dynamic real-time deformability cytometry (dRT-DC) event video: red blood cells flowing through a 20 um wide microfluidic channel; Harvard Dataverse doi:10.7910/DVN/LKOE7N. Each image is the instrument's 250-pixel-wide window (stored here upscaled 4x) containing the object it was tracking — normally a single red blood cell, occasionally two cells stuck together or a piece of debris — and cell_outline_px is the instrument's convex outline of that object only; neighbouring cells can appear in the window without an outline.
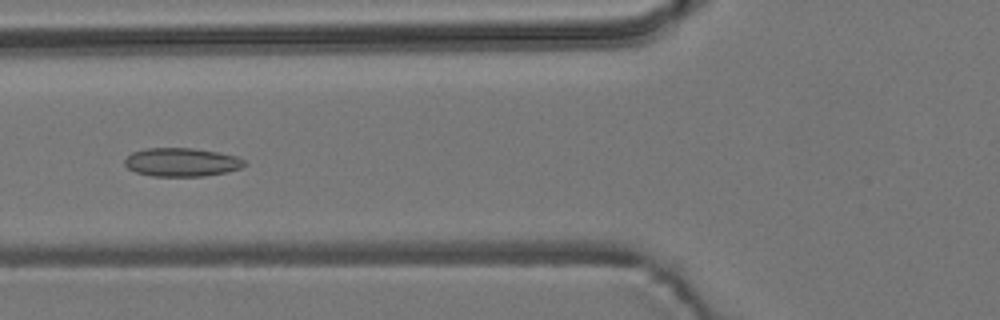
{"species": "common noctule bat (a hibernating species)", "species_latin": "Nyctalus noctula", "temperature_condition": "room temperature", "stored_images_in_passage": 8, "camera_frame_rate_fps": 3000, "um_per_image_px": 0.085, "animal": {"sex": "male", "body_mass_g": 19.2, "forearm_length_mm": 51.8}, "frame": {"image": 1, "passage_image": 6, "time_ms": 6.667, "image_size_px": [1000, 320], "cell_outline_px": [[248, 164], [240, 168], [228, 172], [204, 176], [152, 176], [136, 172], [128, 168], [124, 164], [124, 160], [132, 152], [144, 148], [192, 148], [216, 152], [236, 156], [244, 160]], "centroid_in_image_um": [15.44, 13.79], "position_along_channel_um": 110.4, "area_um2": 19.94}}
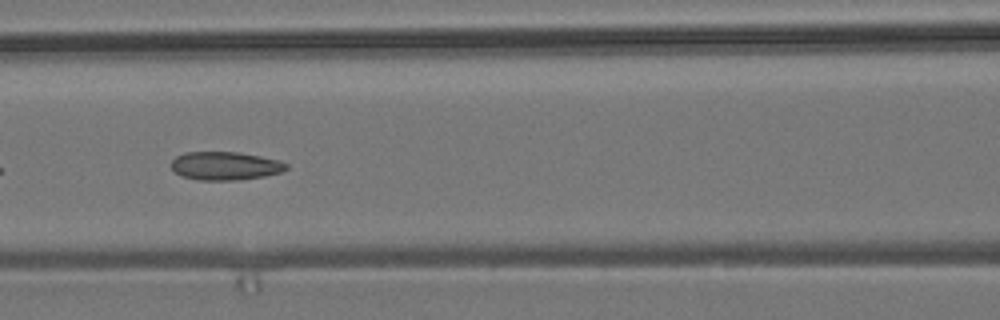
{"frame": {"image": 2, "passage_image": 7, "time_ms": 7.667, "image_size_px": [1000, 320], "cell_outline_px": [[288, 168], [280, 172], [264, 176], [236, 180], [200, 180], [180, 176], [172, 168], [172, 160], [176, 156], [184, 152], [240, 152], [260, 156], [276, 160], [288, 164]], "centroid_in_image_um": [19.11, 14.09], "position_along_channel_um": 147.5, "area_um2": 18.9}}
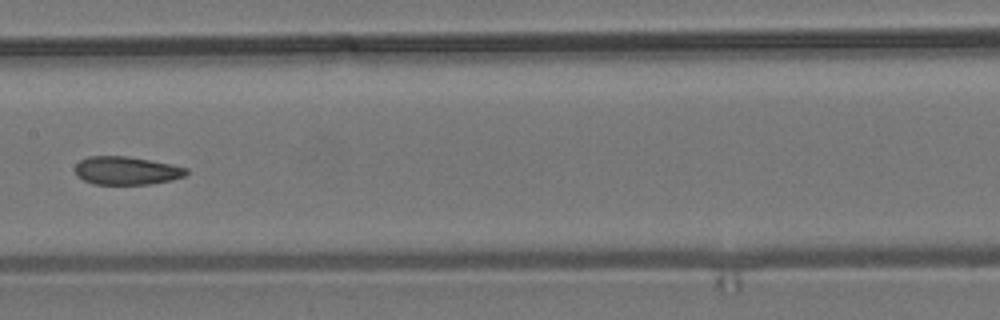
{"frame": {"image": 3, "passage_image": 8, "time_ms": 9.0, "image_size_px": [1000, 320], "cell_outline_px": [[188, 172], [184, 176], [172, 180], [148, 184], [92, 184], [76, 176], [76, 164], [80, 160], [88, 156], [128, 156], [172, 164], [188, 168]], "centroid_in_image_um": [10.75, 14.5], "position_along_channel_um": 196.6, "area_um2": 18.32}}